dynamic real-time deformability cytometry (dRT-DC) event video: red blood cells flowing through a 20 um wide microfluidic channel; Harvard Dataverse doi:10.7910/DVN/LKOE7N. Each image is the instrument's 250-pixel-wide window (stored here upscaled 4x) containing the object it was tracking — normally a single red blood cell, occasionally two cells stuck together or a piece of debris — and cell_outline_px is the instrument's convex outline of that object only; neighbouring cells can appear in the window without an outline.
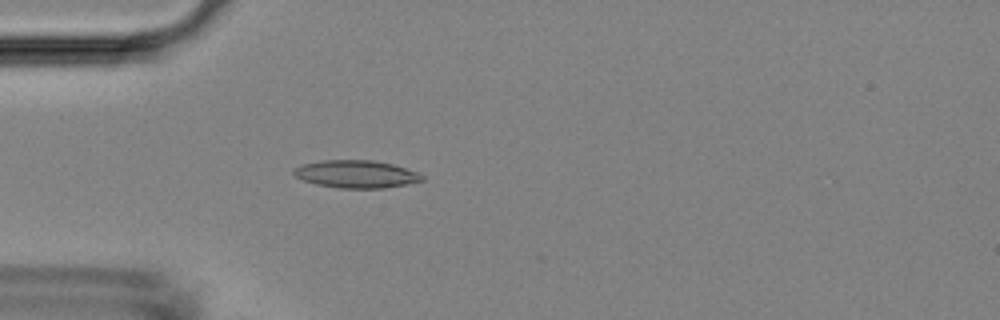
{"species": "Egyptian fruit bat (a non-hibernating species)", "species_latin": "Rousettus aegyptiacus", "temperature_condition": "room temperature", "stored_images_in_passage": 40, "camera_frame_rate_fps": 3000, "um_per_image_px": 0.085, "animal": {"sex": "female"}, "frame": {"image": 1, "passage_image": 4, "time_ms": 1.0, "image_size_px": [1000, 320], "cell_outline_px": [[424, 180], [408, 184], [384, 188], [340, 188], [316, 184], [304, 180], [296, 176], [292, 172], [300, 164], [324, 160], [372, 160], [392, 164], [416, 172], [424, 176]], "centroid_in_image_um": [30.28, 14.8], "position_along_channel_um": 54.7, "area_um2": 20.52}}
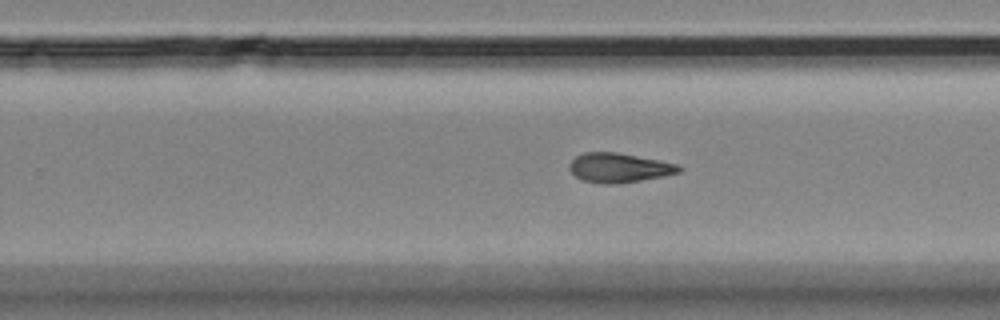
{"frame": {"image": 2, "passage_image": 22, "time_ms": 7.0, "image_size_px": [1000, 320], "cell_outline_px": [[684, 168], [680, 172], [664, 176], [616, 184], [604, 184], [580, 180], [568, 168], [568, 164], [576, 156], [584, 152], [616, 152], [660, 160], [680, 164]], "centroid_in_image_um": [52.63, 14.26], "position_along_channel_um": 277.2, "area_um2": 18.96}}
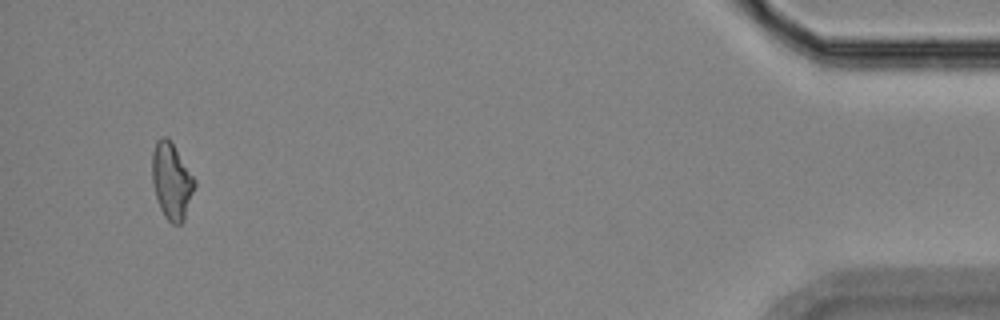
{"frame": {"image": 3, "passage_image": 39, "time_ms": 12.667, "image_size_px": [1000, 320], "cell_outline_px": [[196, 184], [184, 220], [180, 224], [172, 224], [164, 216], [160, 208], [152, 184], [152, 152], [156, 140], [160, 136], [168, 136], [196, 180]], "centroid_in_image_um": [14.58, 15.36], "position_along_channel_um": 420.6, "area_um2": 19.02}}